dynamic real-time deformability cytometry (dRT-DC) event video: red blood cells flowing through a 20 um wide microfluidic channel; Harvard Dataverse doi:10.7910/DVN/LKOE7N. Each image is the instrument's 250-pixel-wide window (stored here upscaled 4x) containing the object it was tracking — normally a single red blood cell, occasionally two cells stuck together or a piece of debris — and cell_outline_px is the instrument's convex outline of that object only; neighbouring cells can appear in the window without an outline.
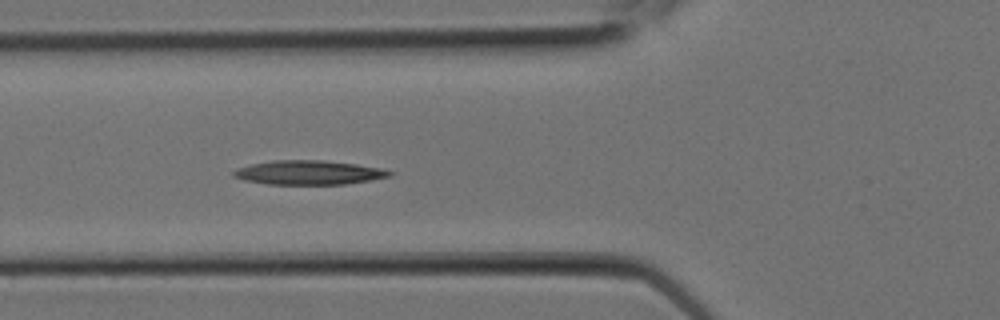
{"species": "Egyptian fruit bat (a non-hibernating species)", "species_latin": "Rousettus aegyptiacus", "temperature_condition": "room temperature", "stored_images_in_passage": 8, "camera_frame_rate_fps": 3000, "um_per_image_px": 0.085, "animal": {"sex": "female"}, "frame": {"image": 1, "passage_image": 8, "time_ms": 2.333, "image_size_px": [1000, 320], "cell_outline_px": [[396, 172], [392, 176], [344, 184], [268, 184], [244, 180], [232, 176], [232, 172], [240, 168], [252, 164], [272, 160], [320, 160], [356, 164], [384, 168]], "centroid_in_image_um": [26.29, 14.66], "position_along_channel_um": 99.5, "area_um2": 21.91}}